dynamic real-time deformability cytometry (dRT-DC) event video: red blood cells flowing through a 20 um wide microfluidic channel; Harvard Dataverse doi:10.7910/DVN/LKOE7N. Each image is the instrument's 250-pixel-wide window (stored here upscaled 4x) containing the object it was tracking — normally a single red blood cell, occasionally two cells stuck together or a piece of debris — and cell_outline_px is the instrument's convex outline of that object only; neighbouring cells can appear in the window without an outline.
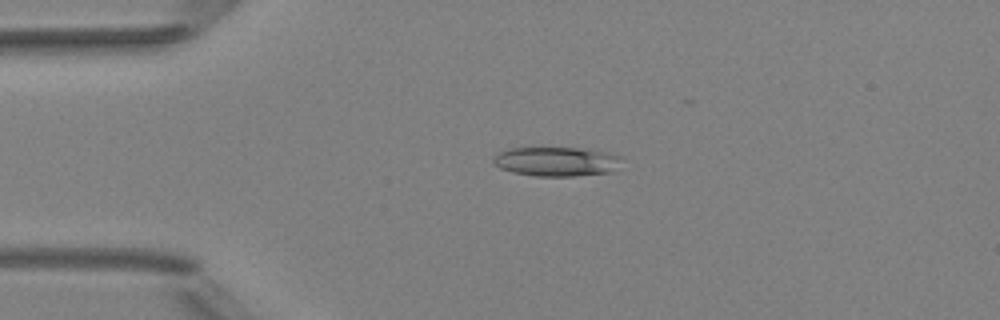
{"species": "Egyptian fruit bat (a non-hibernating species)", "species_latin": "Rousettus aegyptiacus", "temperature_condition": "room temperature", "stored_images_in_passage": 4, "camera_frame_rate_fps": 3000, "um_per_image_px": 0.085, "animal": {"sex": "female"}, "frame": {"image": 1, "passage_image": 3, "time_ms": 3.333, "image_size_px": [1000, 320], "cell_outline_px": [[624, 156], [612, 172], [572, 176], [536, 176], [516, 172], [500, 168], [492, 164], [492, 160], [500, 152], [512, 148], [580, 148], [612, 152]], "centroid_in_image_um": [47.36, 13.72], "position_along_channel_um": 37.6, "area_um2": 21.91}}